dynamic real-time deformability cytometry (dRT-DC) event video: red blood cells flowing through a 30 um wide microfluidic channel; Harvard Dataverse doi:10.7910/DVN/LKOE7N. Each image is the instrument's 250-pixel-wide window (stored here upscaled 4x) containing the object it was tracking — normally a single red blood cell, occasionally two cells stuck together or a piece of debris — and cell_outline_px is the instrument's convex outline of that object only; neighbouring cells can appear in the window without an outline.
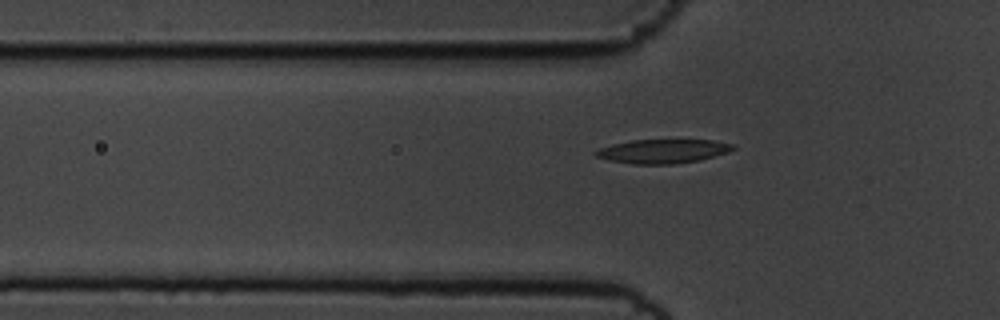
{"species": "common noctule bat (a hibernating species)", "species_latin": "Nyctalus noctula", "temperature_condition": "cold", "stored_images_in_passage": 37, "camera_frame_rate_fps": 3000, "um_per_image_px": 0.085, "animal": {"sex": "male", "body_mass_g": 19.5, "forearm_length_mm": 54.6}, "frame": {"image": 1, "passage_image": 4, "time_ms": 1.0, "image_size_px": [1000, 320], "cell_outline_px": [[736, 148], [728, 152], [700, 160], [672, 164], [636, 164], [612, 160], [596, 156], [592, 152], [600, 148], [612, 144], [632, 140], [712, 140], [732, 144]], "centroid_in_image_um": [56.35, 12.85], "position_along_channel_um": 69.4, "area_um2": 18.96}}
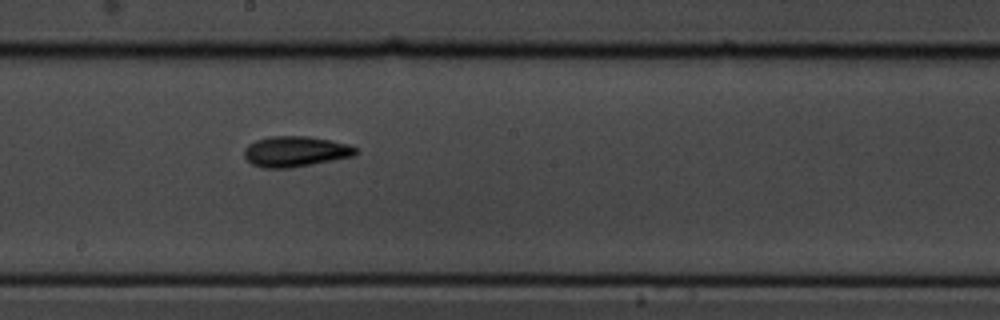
{"frame": {"image": 2, "passage_image": 17, "time_ms": 5.333, "image_size_px": [1000, 320], "cell_outline_px": [[360, 152], [352, 156], [312, 164], [288, 168], [264, 168], [252, 164], [244, 156], [244, 148], [248, 144], [256, 140], [272, 136], [308, 136], [348, 144], [360, 148]], "centroid_in_image_um": [25.12, 12.87], "position_along_channel_um": 223.1, "area_um2": 19.83}}
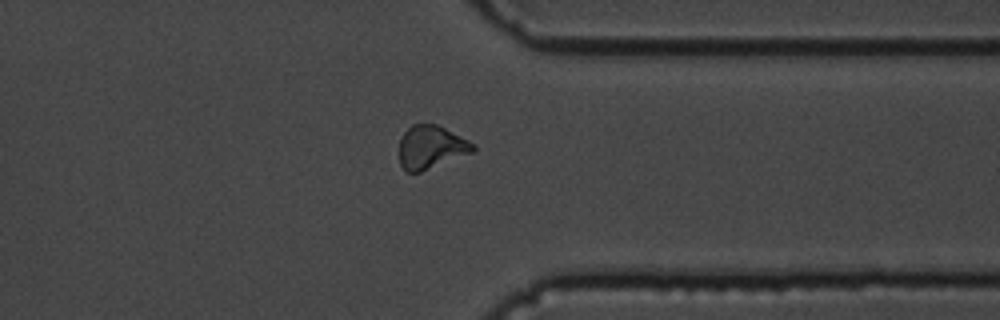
{"frame": {"image": 3, "passage_image": 30, "time_ms": 9.667, "image_size_px": [1000, 320], "cell_outline_px": [[476, 152], [420, 172], [404, 172], [400, 164], [400, 140], [404, 132], [412, 124], [436, 124], [476, 144]], "centroid_in_image_um": [36.66, 12.53], "position_along_channel_um": 374.7, "area_um2": 18.73}, "authors_computed_cell_mechanics": {"area_um2": 18.6116, "velocity_mm_per_s": 3.5523, "shape_relaxation_time_tau1_ms": 4.344, "shape_relaxation_time_tau2_ms": null, "deformation_change_tau1": 0.1492, "deformation_change_tau2": null}}